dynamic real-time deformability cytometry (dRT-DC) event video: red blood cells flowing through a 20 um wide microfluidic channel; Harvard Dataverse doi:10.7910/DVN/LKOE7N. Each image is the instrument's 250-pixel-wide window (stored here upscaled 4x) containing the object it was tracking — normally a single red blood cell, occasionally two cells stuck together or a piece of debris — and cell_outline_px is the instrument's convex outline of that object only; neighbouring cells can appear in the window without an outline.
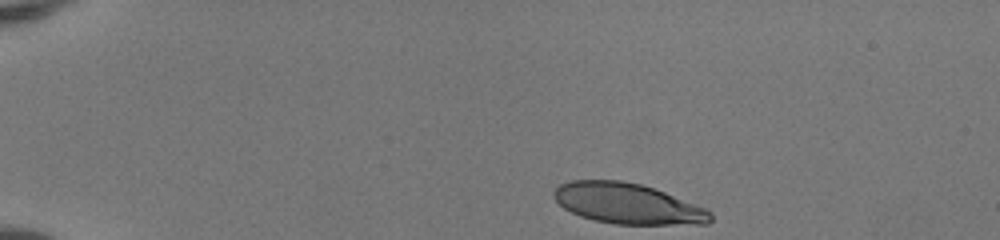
{"species": "human", "species_latin": "Homo sapiens", "temperature_condition": "room temperature", "stored_images_in_passage": 37, "camera_frame_rate_fps": 3000, "um_per_image_px": 0.085, "donor": {"sex": "female"}, "frame": {"image": 1, "passage_image": 1, "time_ms": 0.0, "image_size_px": [1000, 240], "cell_outline_px": [[712, 220], [708, 224], [616, 224], [592, 220], [580, 216], [564, 208], [552, 196], [552, 192], [560, 184], [572, 180], [620, 180], [640, 184], [664, 192], [704, 208], [712, 212]], "centroid_in_image_um": [53.32, 17.31], "position_along_channel_um": 31.7, "area_um2": 36.82}}
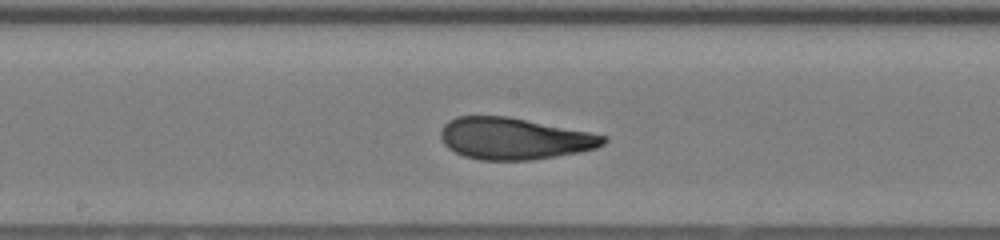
{"frame": {"image": 2, "passage_image": 20, "time_ms": 6.333, "image_size_px": [1000, 240], "cell_outline_px": [[608, 140], [604, 144], [596, 148], [580, 152], [532, 160], [480, 160], [464, 156], [448, 148], [444, 144], [440, 136], [440, 132], [444, 124], [448, 120], [456, 116], [508, 116], [608, 136]], "centroid_in_image_um": [43.69, 11.78], "position_along_channel_um": 204.5, "area_um2": 39.54}}
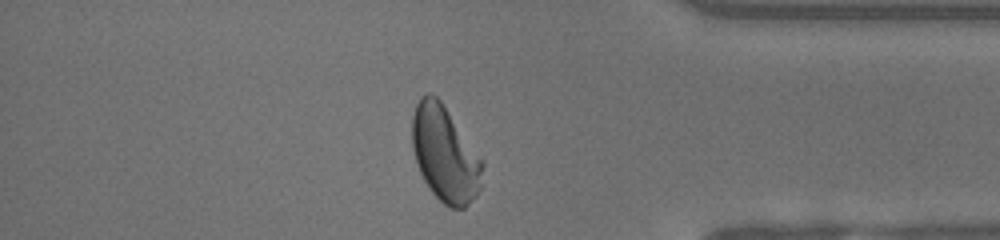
{"frame": {"image": 3, "passage_image": 35, "time_ms": 11.333, "image_size_px": [1000, 240], "cell_outline_px": [[484, 164], [480, 188], [476, 196], [464, 208], [448, 208], [428, 188], [420, 172], [412, 148], [412, 116], [416, 104], [420, 96], [428, 92], [436, 96], [440, 100], [484, 160]], "centroid_in_image_um": [37.83, 13.09], "position_along_channel_um": 397.4, "area_um2": 39.36}, "authors_computed_cell_mechanics": {"area_um2": 39.1884, "velocity_mm_per_s": 4.1693, "shape_relaxation_time_tau1_ms": 3.5673, "shape_relaxation_time_tau2_ms": 0.7051, "deformation_change_tau1": 0.2174, "deformation_change_tau2": 0.0832}}